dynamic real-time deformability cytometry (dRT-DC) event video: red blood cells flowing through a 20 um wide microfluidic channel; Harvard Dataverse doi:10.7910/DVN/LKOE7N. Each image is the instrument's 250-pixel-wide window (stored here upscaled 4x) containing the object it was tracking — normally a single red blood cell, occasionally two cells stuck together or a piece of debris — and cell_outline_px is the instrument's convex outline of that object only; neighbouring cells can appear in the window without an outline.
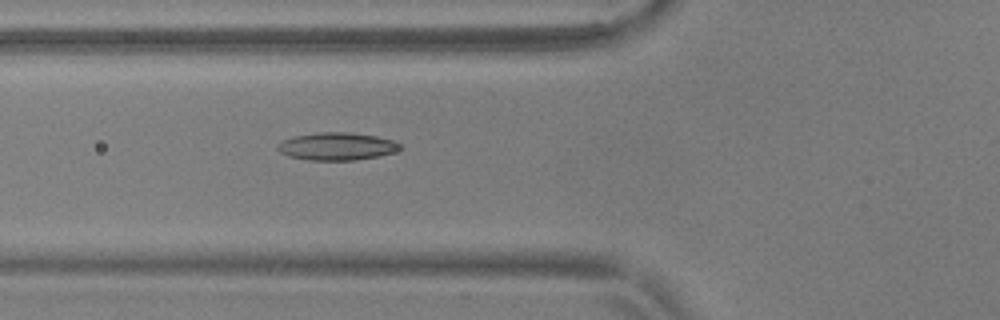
{"species": "common noctule bat (a hibernating species)", "species_latin": "Nyctalus noctula", "temperature_condition": "warm", "stored_images_in_passage": 38, "camera_frame_rate_fps": 3000, "um_per_image_px": 0.085, "animal": {"sex": "male", "body_mass_g": 17.9, "forearm_length_mm": 54.2}, "frame": {"image": 1, "passage_image": 4, "time_ms": 1.0, "image_size_px": [1000, 320], "cell_outline_px": [[404, 148], [392, 152], [376, 156], [352, 160], [308, 160], [288, 156], [280, 152], [276, 148], [276, 144], [292, 136], [320, 132], [348, 132], [376, 136], [392, 140], [400, 144]], "centroid_in_image_um": [28.59, 12.43], "position_along_channel_um": 97.2, "area_um2": 19.65}}
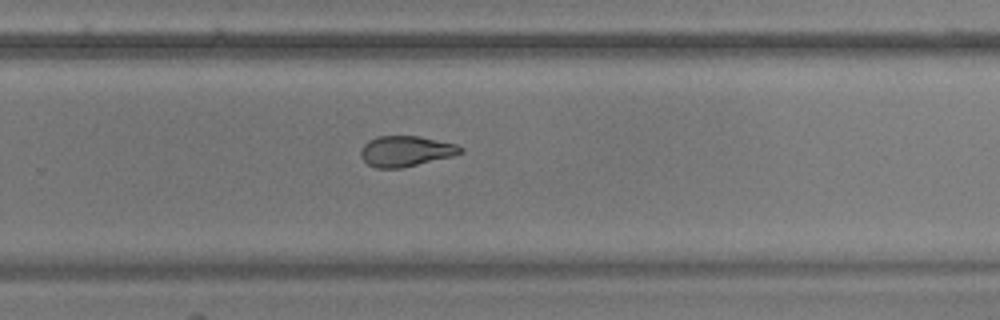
{"frame": {"image": 2, "passage_image": 20, "time_ms": 6.333, "image_size_px": [1000, 320], "cell_outline_px": [[464, 152], [452, 156], [400, 168], [376, 168], [368, 164], [360, 156], [360, 148], [368, 140], [376, 136], [420, 136], [456, 144], [464, 148]], "centroid_in_image_um": [34.48, 12.84], "position_along_channel_um": 295.3, "area_um2": 17.8}}
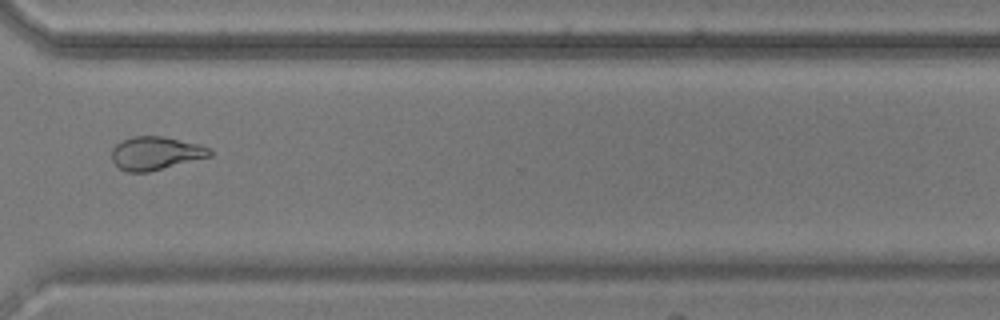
{"frame": {"image": 3, "passage_image": 25, "time_ms": 8.0, "image_size_px": [1000, 320], "cell_outline_px": [[212, 156], [148, 172], [128, 172], [120, 168], [112, 160], [112, 148], [116, 144], [132, 136], [164, 136], [200, 144], [212, 148]], "centroid_in_image_um": [13.27, 13.01], "position_along_channel_um": 357.3, "area_um2": 19.07}, "authors_computed_cell_mechanics": {"area_um2": 18.9295, "velocity_mm_per_s": 3.7105, "shape_relaxation_time_tau1_ms": null, "shape_relaxation_time_tau2_ms": 2.5635, "deformation_change_tau1": null, "deformation_change_tau2": 0.0974}}